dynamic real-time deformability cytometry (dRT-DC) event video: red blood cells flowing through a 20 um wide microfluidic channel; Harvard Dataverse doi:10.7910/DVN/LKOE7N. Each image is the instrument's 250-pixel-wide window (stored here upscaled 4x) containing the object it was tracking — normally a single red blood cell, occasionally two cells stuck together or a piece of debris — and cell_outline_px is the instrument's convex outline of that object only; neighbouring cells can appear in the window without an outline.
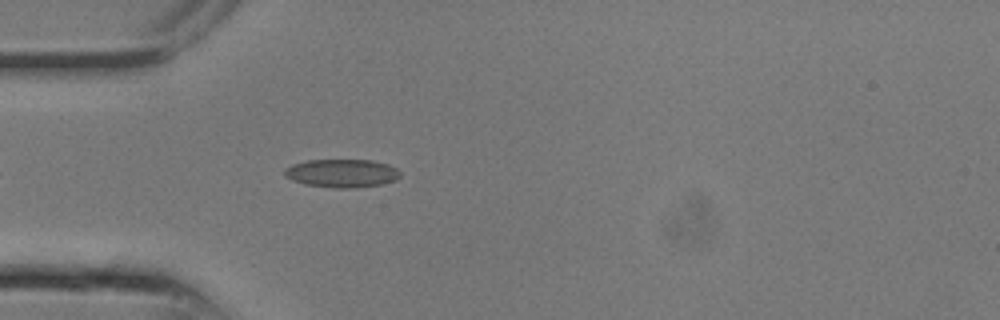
{"species": "common noctule bat (a hibernating species)", "species_latin": "Nyctalus noctula", "temperature_condition": "room temperature", "stored_images_in_passage": 6, "camera_frame_rate_fps": 3000, "um_per_image_px": 0.085, "animal": {"sex": "male", "body_mass_g": 13.3}, "frame": {"image": 1, "passage_image": 3, "time_ms": 0.667, "image_size_px": [1000, 320], "cell_outline_px": [[400, 176], [396, 180], [380, 184], [356, 188], [332, 188], [304, 184], [292, 180], [284, 176], [284, 168], [292, 164], [308, 160], [372, 160], [388, 164], [396, 168], [400, 172]], "centroid_in_image_um": [29.04, 14.73], "position_along_channel_um": 56.0, "area_um2": 19.19}}
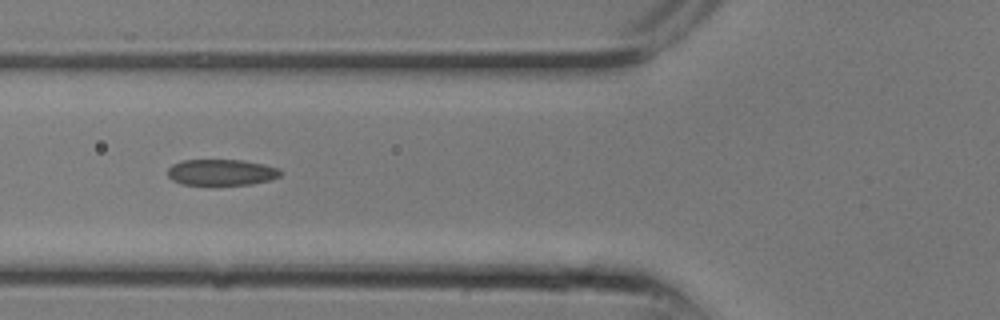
{"frame": {"image": 2, "passage_image": 5, "time_ms": 1.333, "image_size_px": [1000, 320], "cell_outline_px": [[280, 176], [272, 180], [252, 184], [212, 188], [180, 184], [172, 180], [168, 176], [168, 168], [172, 164], [184, 160], [244, 160], [264, 164], [280, 168]], "centroid_in_image_um": [18.8, 14.7], "position_along_channel_um": 107.0, "area_um2": 18.21}}